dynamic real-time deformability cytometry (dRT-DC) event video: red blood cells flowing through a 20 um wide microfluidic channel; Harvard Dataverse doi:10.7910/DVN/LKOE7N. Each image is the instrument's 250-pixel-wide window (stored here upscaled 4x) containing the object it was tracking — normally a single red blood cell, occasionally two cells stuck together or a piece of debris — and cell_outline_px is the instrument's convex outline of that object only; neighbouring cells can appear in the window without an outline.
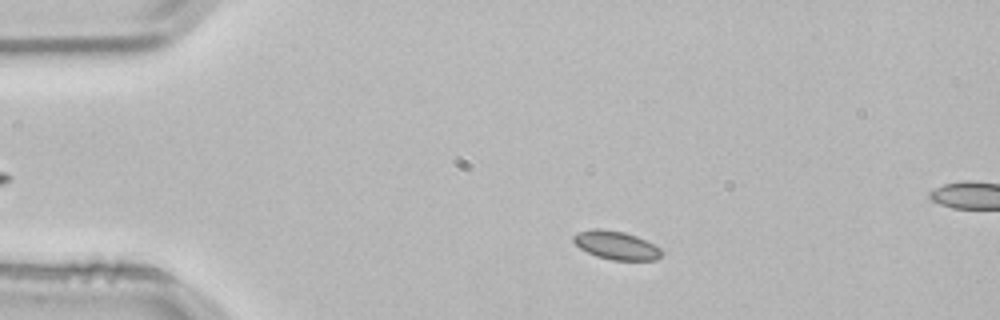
{"species": "common noctule bat (a hibernating species)", "species_latin": "Nyctalus noctula", "temperature_condition": "room temperature", "stored_images_in_passage": 2, "camera_frame_rate_fps": 3000, "um_per_image_px": 0.085, "animal": {"sex": "male", "body_mass_g": 21.5, "forearm_length_mm": 52.0}, "frame": {"image": 1, "passage_image": 1, "time_ms": 0.0, "image_size_px": [1000, 320], "cell_outline_px": [[664, 252], [656, 260], [612, 260], [596, 256], [580, 248], [572, 240], [572, 236], [576, 232], [596, 228], [600, 228], [624, 232], [636, 236], [660, 248]], "centroid_in_image_um": [52.35, 20.84], "position_along_channel_um": 32.7, "area_um2": 14.57}}